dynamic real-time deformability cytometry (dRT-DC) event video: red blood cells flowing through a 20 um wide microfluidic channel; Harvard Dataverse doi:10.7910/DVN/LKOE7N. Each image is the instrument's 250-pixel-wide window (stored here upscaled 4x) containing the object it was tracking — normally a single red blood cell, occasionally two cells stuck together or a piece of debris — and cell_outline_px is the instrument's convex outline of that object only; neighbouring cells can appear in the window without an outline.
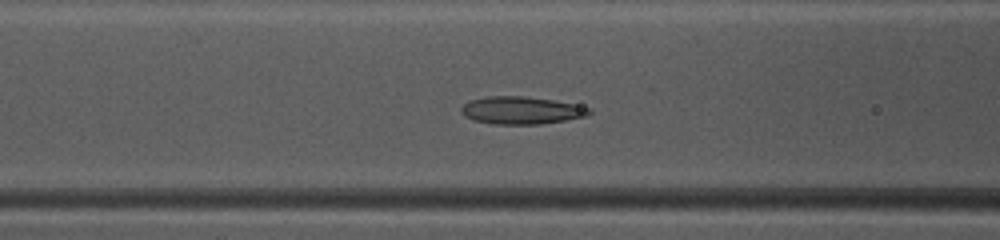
{"species": "common noctule bat (a hibernating species)", "species_latin": "Nyctalus noctula", "temperature_condition": "warm", "stored_images_in_passage": 31, "camera_frame_rate_fps": 3000, "um_per_image_px": 0.085, "animal": {"sex": "female", "body_mass_g": 10.0, "forearm_length_mm": 53.1}, "frame": {"image": 1, "passage_image": 8, "time_ms": 2.333, "image_size_px": [1000, 240], "cell_outline_px": [[592, 112], [588, 116], [540, 124], [492, 124], [476, 120], [464, 116], [460, 112], [460, 108], [468, 100], [488, 96], [524, 96], [552, 100], [592, 108]], "centroid_in_image_um": [44.29, 9.38], "position_along_channel_um": 122.3, "area_um2": 20.52}}
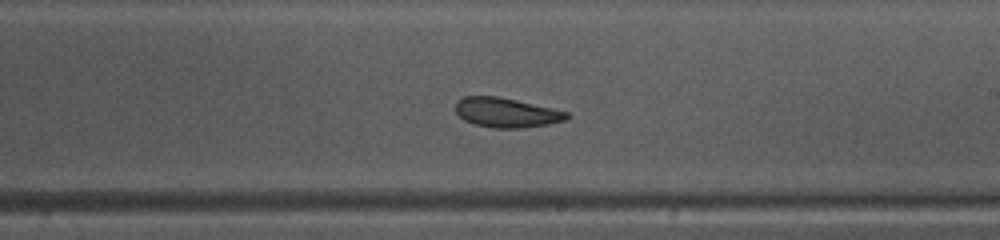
{"frame": {"image": 2, "passage_image": 17, "time_ms": 5.333, "image_size_px": [1000, 240], "cell_outline_px": [[572, 116], [564, 120], [548, 124], [520, 128], [492, 128], [476, 124], [464, 120], [456, 112], [456, 100], [460, 96], [496, 96], [552, 108], [568, 112]], "centroid_in_image_um": [43.02, 9.56], "position_along_channel_um": 246.0, "area_um2": 19.07}}
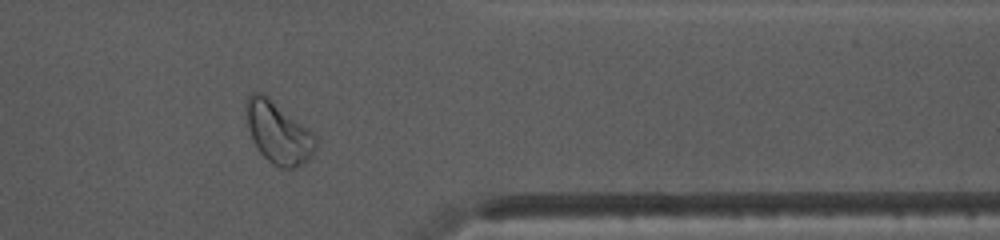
{"frame": {"image": 3, "passage_image": 28, "time_ms": 9.0, "image_size_px": [1000, 240], "cell_outline_px": [[316, 148], [312, 156], [308, 160], [292, 168], [280, 168], [268, 160], [260, 152], [252, 140], [248, 128], [244, 108], [244, 104], [248, 96], [252, 92], [260, 92], [268, 96], [312, 132], [316, 136]], "centroid_in_image_um": [23.62, 11.25], "position_along_channel_um": 387.8, "area_um2": 24.97}, "authors_computed_cell_mechanics": {"area_um2": 19.8832, "velocity_mm_per_s": 4.1279, "shape_relaxation_time_tau1_ms": 4.1325, "shape_relaxation_time_tau2_ms": 3.7521, "deformation_change_tau1": 0.1485, "deformation_change_tau2": 0.0796}}